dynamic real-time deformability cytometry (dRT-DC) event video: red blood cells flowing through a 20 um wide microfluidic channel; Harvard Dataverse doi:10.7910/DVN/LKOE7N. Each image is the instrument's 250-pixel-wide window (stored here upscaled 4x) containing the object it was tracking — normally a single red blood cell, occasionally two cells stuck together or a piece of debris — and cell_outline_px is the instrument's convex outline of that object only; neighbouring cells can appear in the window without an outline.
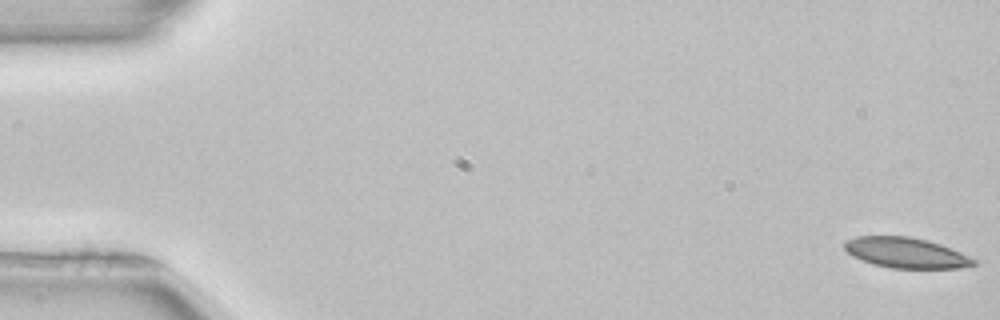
{"species": "common noctule bat (a hibernating species)", "species_latin": "Nyctalus noctula", "temperature_condition": "room temperature", "stored_images_in_passage": 52, "camera_frame_rate_fps": 3000, "um_per_image_px": 0.085, "animal": {"sex": "female", "body_mass_g": 22.7, "forearm_length_mm": 54.2}, "frame": {"image": 1, "passage_image": 1, "time_ms": 0.0, "image_size_px": [1000, 320], "cell_outline_px": [[976, 264], [956, 268], [892, 268], [872, 264], [852, 256], [844, 248], [844, 244], [848, 240], [856, 236], [908, 236], [928, 240], [940, 244], [960, 252], [976, 260]], "centroid_in_image_um": [76.98, 21.48], "position_along_channel_um": 8.0, "area_um2": 22.72}}
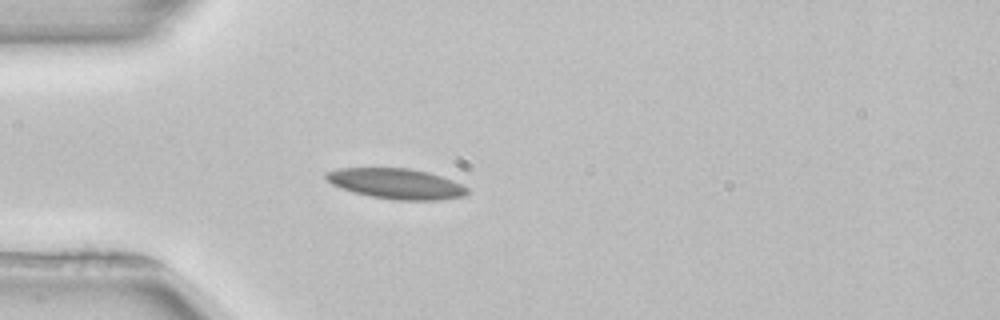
{"frame": {"image": 2, "passage_image": 15, "time_ms": 4.667, "image_size_px": [1000, 320], "cell_outline_px": [[472, 192], [464, 196], [440, 200], [396, 200], [372, 196], [352, 192], [340, 188], [332, 184], [324, 176], [324, 172], [340, 168], [408, 168], [428, 172], [452, 180], [468, 188]], "centroid_in_image_um": [33.69, 15.61], "position_along_channel_um": 51.3, "area_um2": 25.09}}
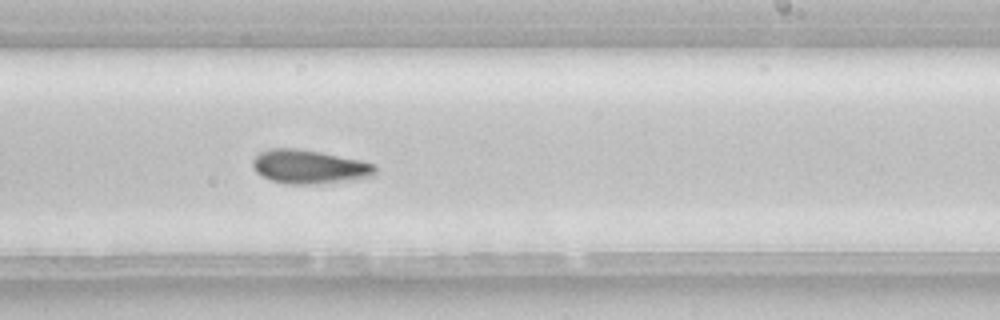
{"frame": {"image": 3, "passage_image": 32, "time_ms": 10.333, "image_size_px": [1000, 320], "cell_outline_px": [[376, 176], [316, 184], [284, 184], [272, 180], [256, 172], [252, 164], [252, 160], [260, 152], [268, 148], [296, 148], [320, 152], [360, 160], [376, 164]], "centroid_in_image_um": [26.29, 14.17], "position_along_channel_um": 262.7, "area_um2": 24.1}}